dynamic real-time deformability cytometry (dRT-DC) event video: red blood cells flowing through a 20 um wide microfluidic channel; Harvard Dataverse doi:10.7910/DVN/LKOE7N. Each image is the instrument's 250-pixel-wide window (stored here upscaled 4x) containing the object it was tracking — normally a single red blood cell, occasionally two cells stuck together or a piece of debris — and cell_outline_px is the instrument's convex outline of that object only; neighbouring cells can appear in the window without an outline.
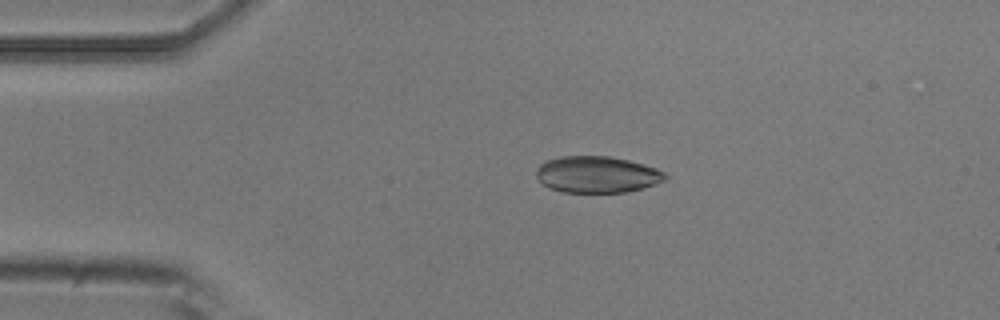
{"species": "common noctule bat (a hibernating species)", "species_latin": "Nyctalus noctula", "temperature_condition": "room temperature", "stored_images_in_passage": 4, "camera_frame_rate_fps": 3000, "um_per_image_px": 0.085, "animal": {"sex": "male", "body_mass_g": 20.5, "forearm_length_mm": 52.5}, "frame": {"image": 1, "passage_image": 3, "time_ms": 0.667, "image_size_px": [1000, 320], "cell_outline_px": [[668, 176], [664, 180], [644, 188], [624, 192], [564, 192], [548, 188], [536, 176], [536, 172], [540, 164], [548, 160], [560, 156], [608, 156], [628, 160], [644, 164], [656, 168], [664, 172]], "centroid_in_image_um": [50.75, 14.83], "position_along_channel_um": 34.2, "area_um2": 27.34}}